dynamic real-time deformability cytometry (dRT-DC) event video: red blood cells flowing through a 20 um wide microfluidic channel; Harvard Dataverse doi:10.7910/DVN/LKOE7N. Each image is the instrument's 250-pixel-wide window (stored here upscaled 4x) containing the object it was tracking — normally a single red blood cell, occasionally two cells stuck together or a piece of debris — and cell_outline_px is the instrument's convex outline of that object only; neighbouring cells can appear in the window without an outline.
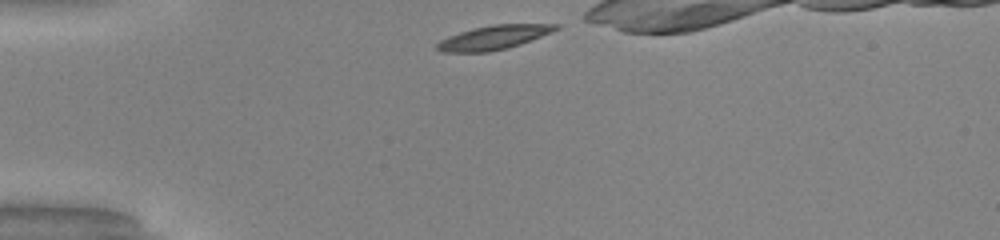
{"species": "common noctule bat (a hibernating species)", "species_latin": "Nyctalus noctula", "temperature_condition": "warm", "stored_images_in_passage": 30, "camera_frame_rate_fps": 3000, "um_per_image_px": 0.085, "animal": {"sex": "male", "body_mass_g": 20.0, "forearm_length_mm": 53.3}, "frame": {"image": 1, "passage_image": 1, "time_ms": 0.0, "image_size_px": [1000, 240], "cell_outline_px": [[560, 28], [552, 32], [520, 44], [508, 48], [488, 52], [440, 52], [436, 48], [436, 44], [440, 40], [448, 36], [472, 28], [492, 24], [560, 24]], "centroid_in_image_um": [41.95, 3.18], "position_along_channel_um": 43.0, "area_um2": 16.7}}
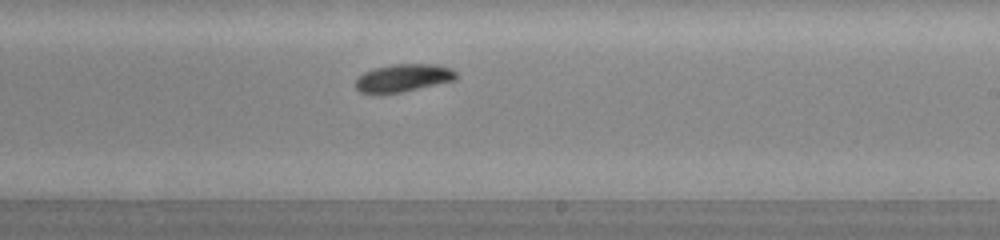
{"frame": {"image": 2, "passage_image": 19, "time_ms": 6.0, "image_size_px": [1000, 240], "cell_outline_px": [[456, 80], [400, 92], [360, 92], [356, 88], [356, 80], [364, 72], [372, 68], [392, 64], [436, 64], [448, 68], [456, 72]], "centroid_in_image_um": [34.28, 6.6], "position_along_channel_um": 254.7, "area_um2": 15.9}}
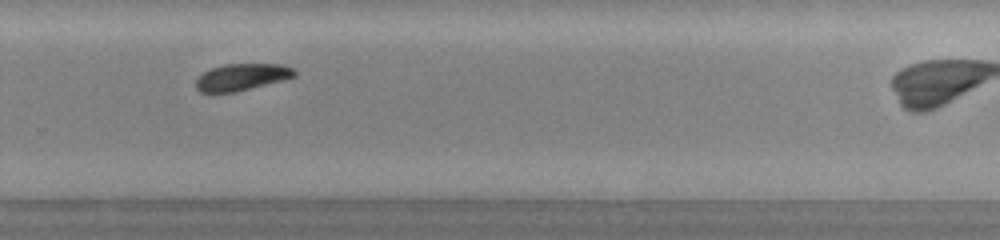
{"frame": {"image": 3, "passage_image": 23, "time_ms": 7.333, "image_size_px": [1000, 240], "cell_outline_px": [[296, 76], [284, 80], [236, 92], [200, 92], [196, 88], [196, 80], [204, 72], [212, 68], [224, 64], [280, 64], [292, 68], [296, 72]], "centroid_in_image_um": [20.57, 6.55], "position_along_channel_um": 309.2, "area_um2": 15.32}}